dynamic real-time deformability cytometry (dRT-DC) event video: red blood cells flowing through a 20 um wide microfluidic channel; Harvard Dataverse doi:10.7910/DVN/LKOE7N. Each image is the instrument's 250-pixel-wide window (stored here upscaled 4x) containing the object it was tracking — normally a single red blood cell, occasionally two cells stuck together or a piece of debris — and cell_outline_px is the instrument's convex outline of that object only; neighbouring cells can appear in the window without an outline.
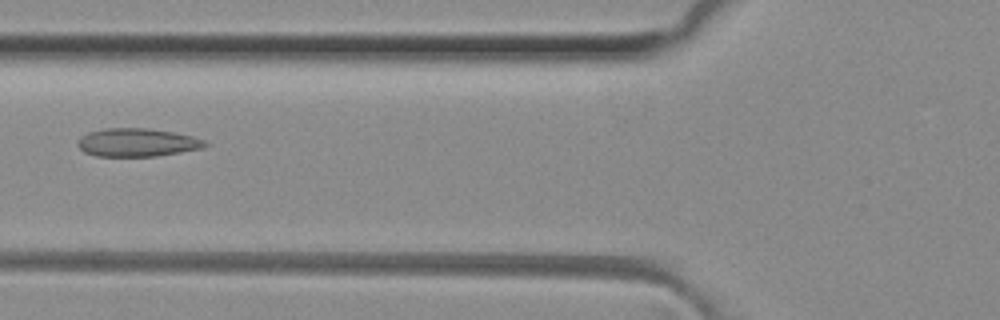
{"species": "common noctule bat (a hibernating species)", "species_latin": "Nyctalus noctula", "temperature_condition": "room temperature", "stored_images_in_passage": 40, "camera_frame_rate_fps": 3000, "um_per_image_px": 0.085, "animal": {"sex": "female", "body_mass_g": 29.2, "forearm_length_mm": 56.3}, "frame": {"image": 1, "passage_image": 11, "time_ms": 3.333, "image_size_px": [1000, 320], "cell_outline_px": [[208, 144], [200, 148], [180, 152], [156, 156], [96, 156], [84, 152], [76, 144], [80, 136], [88, 132], [104, 128], [148, 128], [172, 132], [192, 136], [204, 140]], "centroid_in_image_um": [11.6, 12.1], "position_along_channel_um": 114.2, "area_um2": 20.87}}
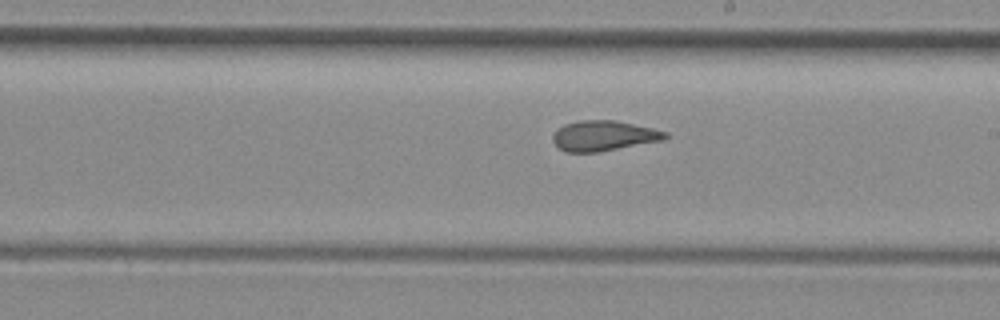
{"frame": {"image": 2, "passage_image": 20, "time_ms": 6.333, "image_size_px": [1000, 320], "cell_outline_px": [[668, 136], [664, 140], [600, 152], [568, 152], [560, 148], [552, 140], [552, 136], [564, 124], [580, 120], [616, 120], [652, 128], [668, 132]], "centroid_in_image_um": [51.35, 11.54], "position_along_channel_um": 237.7, "area_um2": 19.77}}
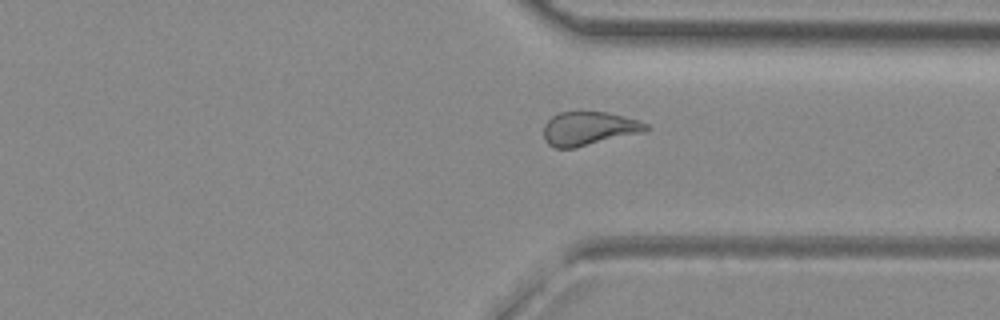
{"frame": {"image": 3, "passage_image": 29, "time_ms": 9.333, "image_size_px": [1000, 320], "cell_outline_px": [[652, 128], [644, 132], [576, 148], [556, 148], [548, 144], [544, 140], [544, 124], [552, 116], [560, 112], [608, 112], [636, 120], [648, 124]], "centroid_in_image_um": [50.06, 10.93], "position_along_channel_um": 361.3, "area_um2": 20.17}, "authors_computed_cell_mechanics": {"area_um2": 20.519, "velocity_mm_per_s": 4.131, "shape_relaxation_time_tau1_ms": null, "shape_relaxation_time_tau2_ms": 1.9056, "deformation_change_tau1": null, "deformation_change_tau2": 0.0958}}